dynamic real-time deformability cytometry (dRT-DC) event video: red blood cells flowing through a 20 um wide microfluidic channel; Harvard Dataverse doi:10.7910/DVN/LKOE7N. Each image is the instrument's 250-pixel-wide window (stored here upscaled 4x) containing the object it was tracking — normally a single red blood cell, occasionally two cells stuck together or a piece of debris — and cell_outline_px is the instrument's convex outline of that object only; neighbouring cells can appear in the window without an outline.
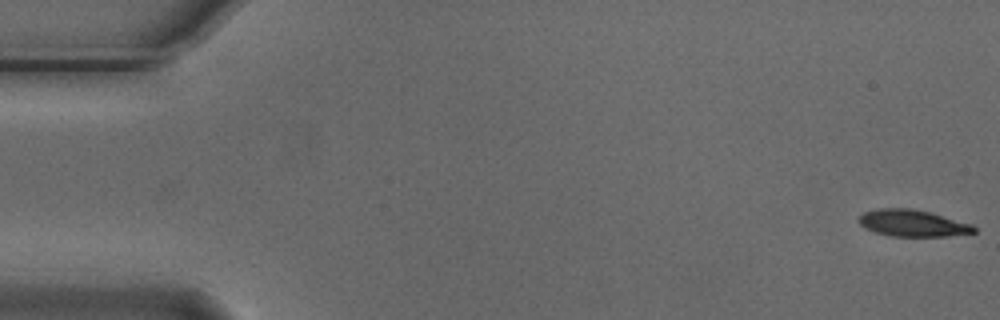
{"species": "Egyptian fruit bat (a non-hibernating species)", "species_latin": "Rousettus aegyptiacus", "temperature_condition": "cold", "stored_images_in_passage": 6, "camera_frame_rate_fps": 3000, "um_per_image_px": 0.085, "animal": {"sex": "male"}, "frame": {"image": 1, "passage_image": 1, "time_ms": 0.0, "image_size_px": [1000, 320], "cell_outline_px": [[976, 232], [948, 236], [892, 236], [876, 232], [864, 228], [856, 220], [864, 212], [880, 208], [912, 208], [932, 212], [972, 224], [976, 228]], "centroid_in_image_um": [77.57, 18.96], "position_along_channel_um": 7.4, "area_um2": 18.03}}
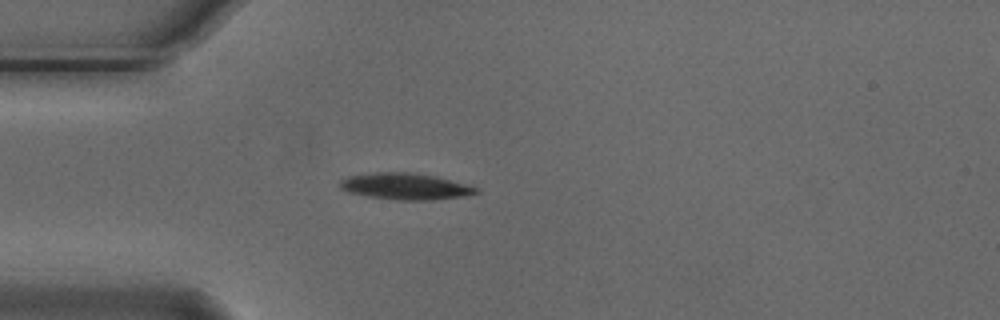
{"frame": {"image": 2, "passage_image": 5, "time_ms": 1.333, "image_size_px": [1000, 320], "cell_outline_px": [[480, 192], [468, 196], [432, 200], [396, 200], [368, 196], [348, 192], [340, 188], [340, 180], [348, 176], [376, 172], [408, 172], [436, 176], [468, 184], [480, 188]], "centroid_in_image_um": [34.52, 15.84], "position_along_channel_um": 50.5, "area_um2": 21.21}}